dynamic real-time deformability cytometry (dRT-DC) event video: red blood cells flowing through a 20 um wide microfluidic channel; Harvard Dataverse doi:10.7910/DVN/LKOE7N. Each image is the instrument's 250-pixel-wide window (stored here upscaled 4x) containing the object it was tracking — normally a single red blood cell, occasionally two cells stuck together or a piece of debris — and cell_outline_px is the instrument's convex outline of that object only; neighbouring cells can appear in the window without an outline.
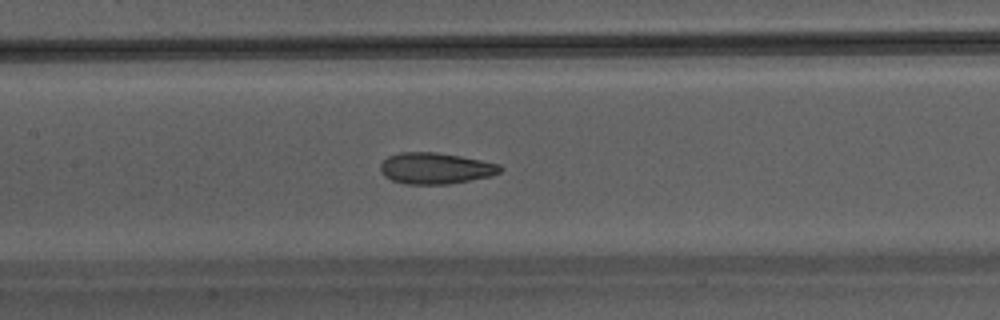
{"species": "Egyptian fruit bat (a non-hibernating species)", "species_latin": "Rousettus aegyptiacus", "temperature_condition": "warm", "stored_images_in_passage": 41, "camera_frame_rate_fps": 3000, "um_per_image_px": 0.085, "animal": {"sex": "male"}, "frame": {"image": 1, "passage_image": 18, "time_ms": 5.667, "image_size_px": [1000, 320], "cell_outline_px": [[504, 168], [500, 172], [492, 176], [448, 184], [404, 184], [392, 180], [384, 176], [380, 172], [380, 164], [388, 156], [400, 152], [436, 152], [460, 156], [500, 164]], "centroid_in_image_um": [37.01, 14.31], "position_along_channel_um": 170.4, "area_um2": 21.91}}
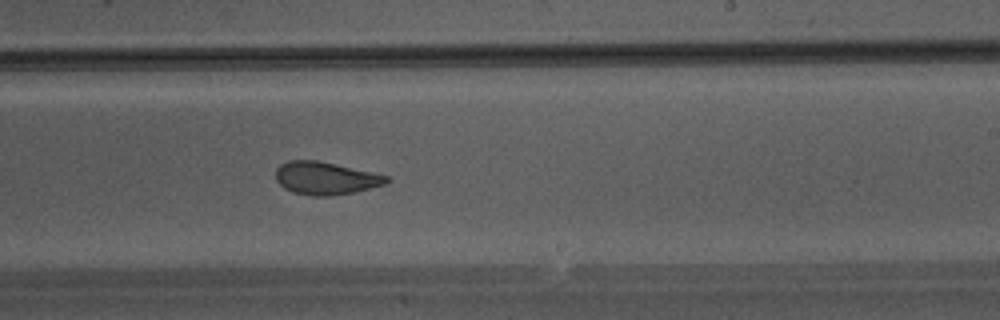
{"frame": {"image": 2, "passage_image": 24, "time_ms": 7.667, "image_size_px": [1000, 320], "cell_outline_px": [[388, 184], [356, 192], [328, 196], [312, 196], [292, 192], [284, 188], [276, 180], [276, 168], [280, 164], [288, 160], [316, 160], [372, 172], [388, 176]], "centroid_in_image_um": [27.67, 15.15], "position_along_channel_um": 261.3, "area_um2": 21.21}}